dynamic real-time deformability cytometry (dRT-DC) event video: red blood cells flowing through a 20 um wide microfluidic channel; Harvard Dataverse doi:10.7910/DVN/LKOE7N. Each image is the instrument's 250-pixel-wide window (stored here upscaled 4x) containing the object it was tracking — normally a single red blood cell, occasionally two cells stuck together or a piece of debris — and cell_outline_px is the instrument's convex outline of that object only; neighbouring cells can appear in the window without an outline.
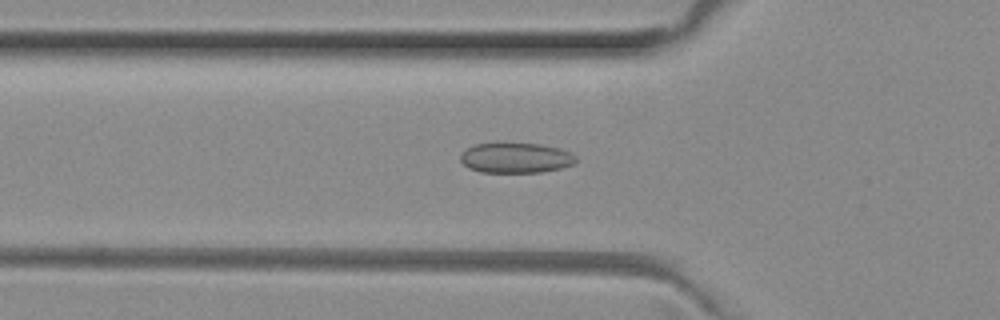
{"species": "common noctule bat (a hibernating species)", "species_latin": "Nyctalus noctula", "temperature_condition": "room temperature", "stored_images_in_passage": 48, "camera_frame_rate_fps": 3000, "um_per_image_px": 0.085, "animal": {"sex": "female", "body_mass_g": 29.2, "forearm_length_mm": 56.3}, "frame": {"image": 1, "passage_image": 17, "time_ms": 5.333, "image_size_px": [1000, 320], "cell_outline_px": [[576, 160], [572, 164], [560, 168], [540, 172], [480, 172], [468, 168], [460, 160], [460, 152], [476, 144], [540, 144], [560, 148], [572, 152], [576, 156]], "centroid_in_image_um": [43.84, 13.42], "position_along_channel_um": 82.0, "area_um2": 20.17}}
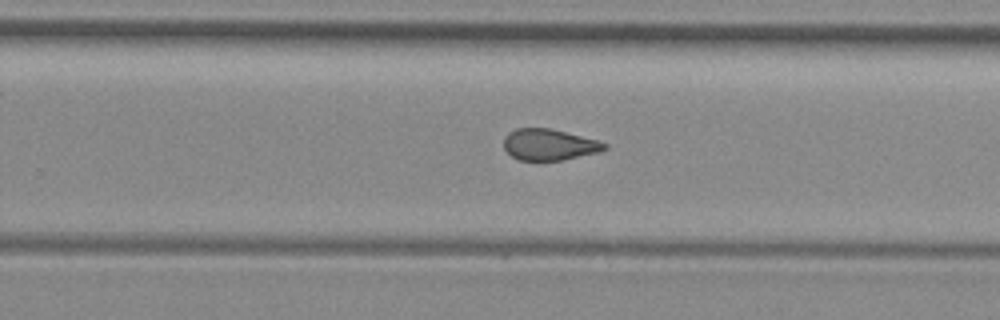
{"frame": {"image": 2, "passage_image": 32, "time_ms": 10.333, "image_size_px": [1000, 320], "cell_outline_px": [[608, 148], [600, 152], [564, 160], [516, 160], [504, 148], [504, 136], [508, 132], [516, 128], [548, 128], [596, 140], [608, 144]], "centroid_in_image_um": [46.66, 12.3], "position_along_channel_um": 283.1, "area_um2": 18.32}}
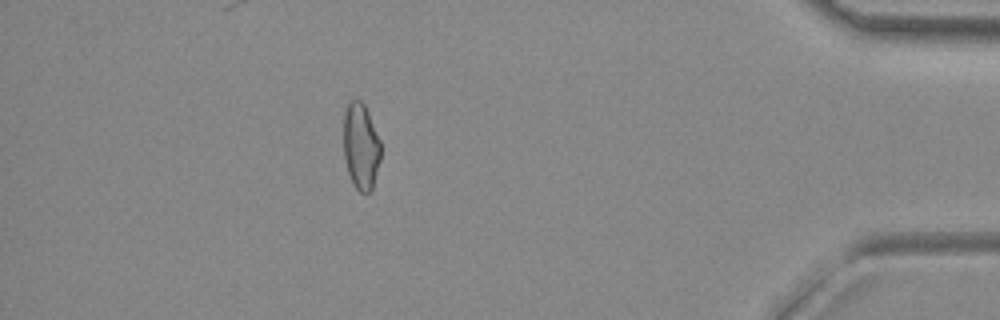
{"frame": {"image": 3, "passage_image": 45, "time_ms": 14.667, "image_size_px": [1000, 320], "cell_outline_px": [[380, 160], [372, 188], [368, 192], [360, 192], [356, 188], [348, 172], [344, 160], [344, 112], [348, 104], [352, 100], [360, 100], [364, 104], [368, 112], [380, 140]], "centroid_in_image_um": [30.67, 12.42], "position_along_channel_um": 404.5, "area_um2": 18.5}}